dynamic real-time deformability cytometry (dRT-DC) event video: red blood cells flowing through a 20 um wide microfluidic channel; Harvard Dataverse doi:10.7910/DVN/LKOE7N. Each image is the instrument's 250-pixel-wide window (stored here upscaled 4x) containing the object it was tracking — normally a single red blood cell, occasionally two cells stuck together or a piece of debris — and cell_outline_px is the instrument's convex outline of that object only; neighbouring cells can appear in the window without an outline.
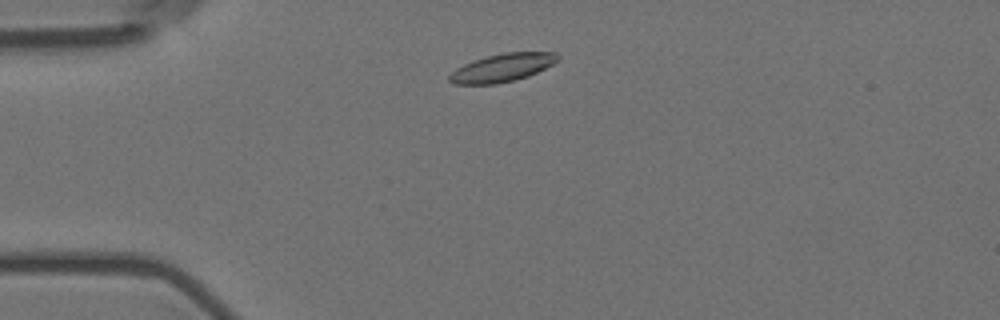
{"species": "Egyptian fruit bat (a non-hibernating species)", "species_latin": "Rousettus aegyptiacus", "temperature_condition": "room temperature", "stored_images_in_passage": 4, "camera_frame_rate_fps": 3000, "um_per_image_px": 0.085, "animal": {"sex": "female"}, "frame": {"image": 1, "passage_image": 2, "time_ms": 0.333, "image_size_px": [1000, 320], "cell_outline_px": [[560, 60], [528, 76], [496, 84], [452, 84], [448, 80], [448, 76], [456, 68], [472, 60], [504, 52], [556, 52], [560, 56]], "centroid_in_image_um": [42.68, 5.75], "position_along_channel_um": 42.3, "area_um2": 17.69}}
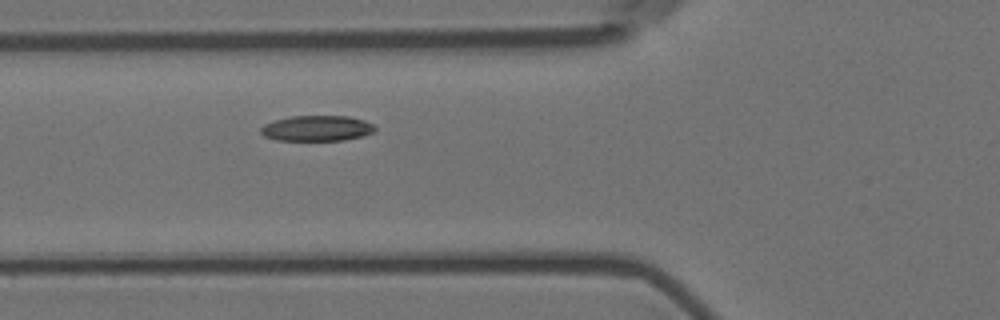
{"frame": {"image": 2, "passage_image": 4, "time_ms": 1.0, "image_size_px": [1000, 320], "cell_outline_px": [[376, 132], [344, 140], [276, 140], [264, 136], [260, 132], [260, 128], [264, 124], [276, 120], [292, 116], [348, 116], [364, 120], [372, 124], [376, 128]], "centroid_in_image_um": [26.94, 10.9], "position_along_channel_um": 98.9, "area_um2": 16.94}}